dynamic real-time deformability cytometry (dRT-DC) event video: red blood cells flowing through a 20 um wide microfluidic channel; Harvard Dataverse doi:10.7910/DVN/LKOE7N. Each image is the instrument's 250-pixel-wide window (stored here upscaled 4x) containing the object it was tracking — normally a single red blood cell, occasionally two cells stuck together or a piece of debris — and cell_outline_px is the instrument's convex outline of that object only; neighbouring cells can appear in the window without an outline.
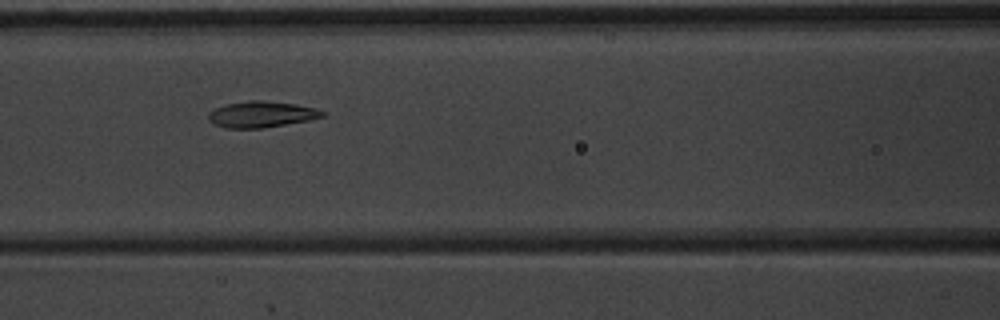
{"species": "common noctule bat (a hibernating species)", "species_latin": "Nyctalus noctula", "temperature_condition": "warm", "stored_images_in_passage": 6, "camera_frame_rate_fps": 3000, "um_per_image_px": 0.085, "animal": {"sex": "male", "body_mass_g": 20.1, "forearm_length_mm": 53.5}, "frame": {"image": 1, "passage_image": 3, "time_ms": 0.667, "image_size_px": [1000, 320], "cell_outline_px": [[324, 116], [312, 120], [260, 128], [224, 128], [212, 124], [208, 120], [208, 112], [216, 108], [228, 104], [248, 100], [260, 100], [296, 104], [316, 108], [324, 112]], "centroid_in_image_um": [22.21, 9.72], "position_along_channel_um": 144.4, "area_um2": 17.4}}
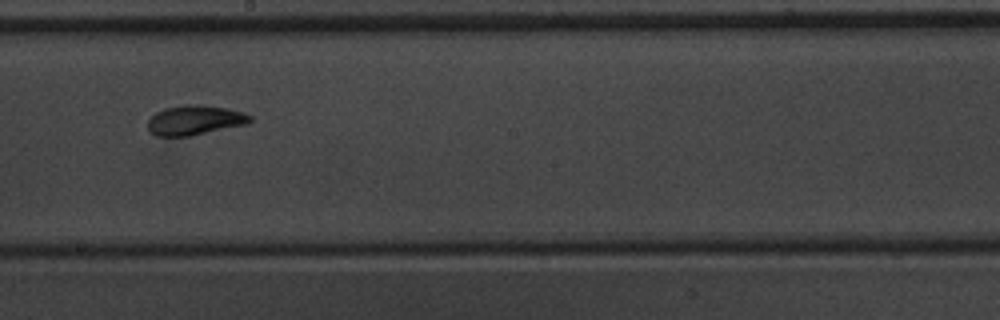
{"frame": {"image": 2, "passage_image": 5, "time_ms": 1.333, "image_size_px": [1000, 320], "cell_outline_px": [[252, 120], [248, 124], [188, 136], [156, 136], [148, 128], [148, 120], [156, 112], [164, 108], [184, 104], [200, 104], [224, 108], [244, 112], [252, 116]], "centroid_in_image_um": [16.57, 10.2], "position_along_channel_um": 231.6, "area_um2": 17.69}}
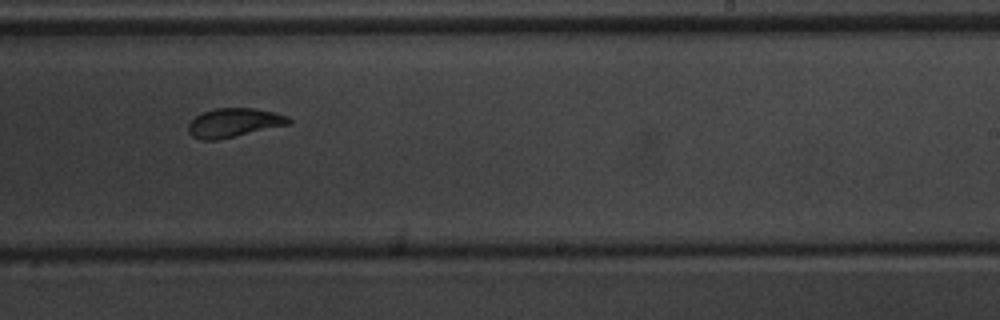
{"frame": {"image": 3, "passage_image": 6, "time_ms": 1.667, "image_size_px": [1000, 320], "cell_outline_px": [[292, 124], [220, 140], [200, 140], [192, 136], [188, 132], [188, 124], [196, 116], [204, 112], [216, 108], [256, 108], [288, 116], [292, 120]], "centroid_in_image_um": [19.91, 10.45], "position_along_channel_um": 269.1, "area_um2": 17.17}}